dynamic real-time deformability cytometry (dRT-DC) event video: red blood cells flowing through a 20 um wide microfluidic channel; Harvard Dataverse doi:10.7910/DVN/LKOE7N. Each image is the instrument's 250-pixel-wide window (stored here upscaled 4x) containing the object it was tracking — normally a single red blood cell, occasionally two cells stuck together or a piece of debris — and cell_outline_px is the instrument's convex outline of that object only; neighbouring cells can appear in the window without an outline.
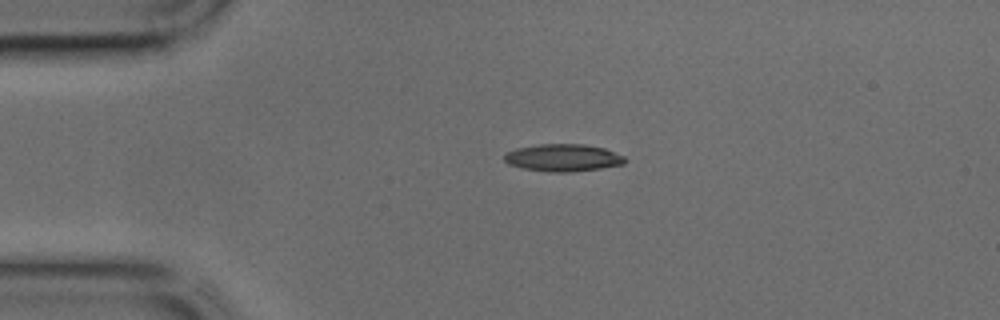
{"species": "common noctule bat (a hibernating species)", "species_latin": "Nyctalus noctula", "temperature_condition": "cold", "stored_images_in_passage": 29, "camera_frame_rate_fps": 3000, "um_per_image_px": 0.085, "animal": {"sex": "male", "body_mass_g": 17.9, "forearm_length_mm": 54.2}, "frame": {"image": 1, "passage_image": 1, "time_ms": 0.0, "image_size_px": [1000, 320], "cell_outline_px": [[628, 160], [624, 164], [600, 168], [568, 172], [552, 172], [524, 168], [508, 164], [504, 160], [504, 156], [508, 152], [516, 148], [540, 144], [584, 144], [604, 148], [624, 156]], "centroid_in_image_um": [47.88, 13.4], "position_along_channel_um": 37.1, "area_um2": 19.07}}
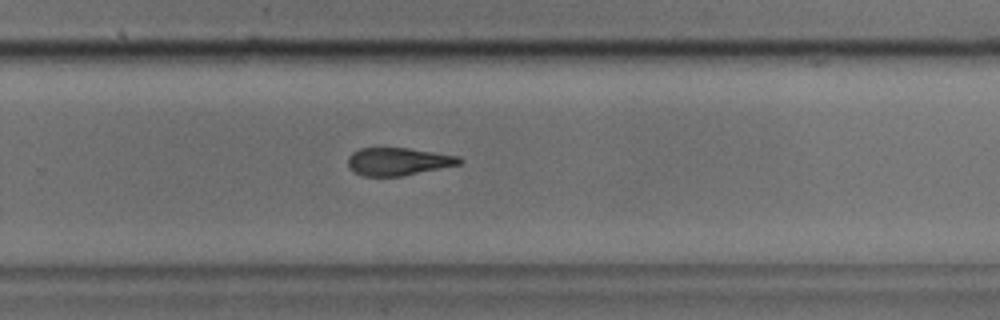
{"frame": {"image": 2, "passage_image": 20, "time_ms": 6.333, "image_size_px": [1000, 320], "cell_outline_px": [[464, 160], [460, 164], [400, 176], [364, 176], [356, 172], [348, 164], [348, 156], [352, 152], [360, 148], [408, 148], [460, 156]], "centroid_in_image_um": [33.86, 13.71], "position_along_channel_um": 295.9, "area_um2": 17.8}}
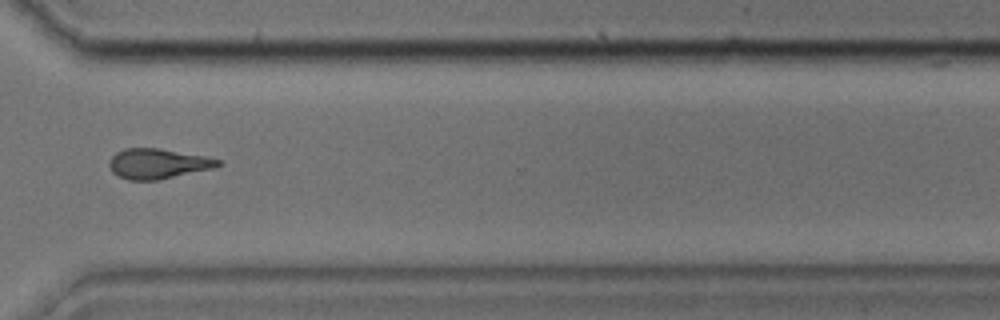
{"frame": {"image": 3, "passage_image": 24, "time_ms": 7.667, "image_size_px": [1000, 320], "cell_outline_px": [[224, 164], [216, 168], [160, 180], [128, 180], [112, 172], [108, 164], [112, 156], [116, 152], [124, 148], [160, 148], [204, 156], [220, 160]], "centroid_in_image_um": [13.45, 13.92], "position_along_channel_um": 357.2, "area_um2": 19.31}}